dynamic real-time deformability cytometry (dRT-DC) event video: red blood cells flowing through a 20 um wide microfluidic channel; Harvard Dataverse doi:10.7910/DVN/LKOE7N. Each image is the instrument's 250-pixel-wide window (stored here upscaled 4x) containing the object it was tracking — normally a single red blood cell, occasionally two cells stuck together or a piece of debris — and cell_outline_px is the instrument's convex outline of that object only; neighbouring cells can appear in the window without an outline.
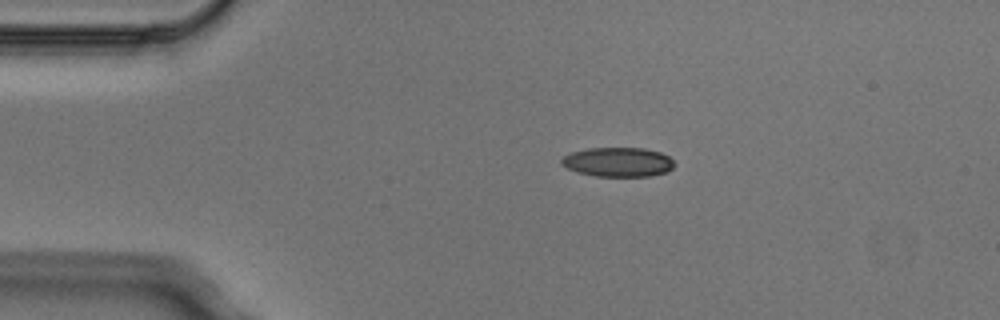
{"species": "Egyptian fruit bat (a non-hibernating species)", "species_latin": "Rousettus aegyptiacus", "temperature_condition": "cold", "stored_images_in_passage": 3, "camera_frame_rate_fps": 3000, "um_per_image_px": 0.085, "animal": {"sex": "male"}, "frame": {"image": 1, "passage_image": 2, "time_ms": 0.333, "image_size_px": [1000, 320], "cell_outline_px": [[676, 164], [668, 172], [652, 176], [596, 176], [576, 172], [560, 164], [560, 160], [564, 156], [572, 152], [588, 148], [644, 148], [660, 152], [668, 156]], "centroid_in_image_um": [52.54, 13.78], "position_along_channel_um": 32.5, "area_um2": 19.42}}